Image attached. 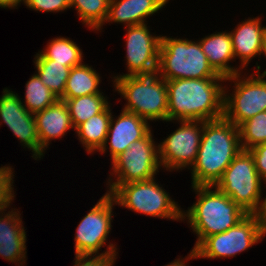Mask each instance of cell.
Listing matches in <instances>:
<instances>
[{"label": "cell", "instance_id": "6da1fadb", "mask_svg": "<svg viewBox=\"0 0 266 266\" xmlns=\"http://www.w3.org/2000/svg\"><path fill=\"white\" fill-rule=\"evenodd\" d=\"M225 80L224 77L166 80L167 122L208 121L223 117Z\"/></svg>", "mask_w": 266, "mask_h": 266}, {"label": "cell", "instance_id": "7a4b0ae2", "mask_svg": "<svg viewBox=\"0 0 266 266\" xmlns=\"http://www.w3.org/2000/svg\"><path fill=\"white\" fill-rule=\"evenodd\" d=\"M242 150L239 128L224 116L204 121L195 163L190 168L191 186L215 185Z\"/></svg>", "mask_w": 266, "mask_h": 266}, {"label": "cell", "instance_id": "3957f363", "mask_svg": "<svg viewBox=\"0 0 266 266\" xmlns=\"http://www.w3.org/2000/svg\"><path fill=\"white\" fill-rule=\"evenodd\" d=\"M191 188L197 194V201L182 210V221H186L197 236L193 248L205 237L227 231L248 215L214 185Z\"/></svg>", "mask_w": 266, "mask_h": 266}, {"label": "cell", "instance_id": "277c9868", "mask_svg": "<svg viewBox=\"0 0 266 266\" xmlns=\"http://www.w3.org/2000/svg\"><path fill=\"white\" fill-rule=\"evenodd\" d=\"M114 91L126 100L122 109L141 118L153 121H168V95L166 80L158 67L138 72L135 75L117 77Z\"/></svg>", "mask_w": 266, "mask_h": 266}, {"label": "cell", "instance_id": "5b68a950", "mask_svg": "<svg viewBox=\"0 0 266 266\" xmlns=\"http://www.w3.org/2000/svg\"><path fill=\"white\" fill-rule=\"evenodd\" d=\"M158 68L163 79L223 77L209 65L199 40L161 35Z\"/></svg>", "mask_w": 266, "mask_h": 266}, {"label": "cell", "instance_id": "8992f818", "mask_svg": "<svg viewBox=\"0 0 266 266\" xmlns=\"http://www.w3.org/2000/svg\"><path fill=\"white\" fill-rule=\"evenodd\" d=\"M162 186L155 177L119 185L110 195L116 205L137 214L182 222V208Z\"/></svg>", "mask_w": 266, "mask_h": 266}, {"label": "cell", "instance_id": "52a82bcc", "mask_svg": "<svg viewBox=\"0 0 266 266\" xmlns=\"http://www.w3.org/2000/svg\"><path fill=\"white\" fill-rule=\"evenodd\" d=\"M255 68L256 71L251 74L242 72L225 80V83L231 82L233 90L230 93L229 87L224 86L223 116L237 127L256 114L266 111V70L261 71L258 61Z\"/></svg>", "mask_w": 266, "mask_h": 266}, {"label": "cell", "instance_id": "ba28073f", "mask_svg": "<svg viewBox=\"0 0 266 266\" xmlns=\"http://www.w3.org/2000/svg\"><path fill=\"white\" fill-rule=\"evenodd\" d=\"M152 131L151 129L142 139L135 141L111 162V175L106 179V193L111 194L122 184L155 178L162 169L158 142L154 141Z\"/></svg>", "mask_w": 266, "mask_h": 266}, {"label": "cell", "instance_id": "9c48e42d", "mask_svg": "<svg viewBox=\"0 0 266 266\" xmlns=\"http://www.w3.org/2000/svg\"><path fill=\"white\" fill-rule=\"evenodd\" d=\"M252 154L241 150L214 185L247 214H257L263 201V184Z\"/></svg>", "mask_w": 266, "mask_h": 266}, {"label": "cell", "instance_id": "30bf717a", "mask_svg": "<svg viewBox=\"0 0 266 266\" xmlns=\"http://www.w3.org/2000/svg\"><path fill=\"white\" fill-rule=\"evenodd\" d=\"M113 206H116L114 198L105 192L81 219L74 237L75 255H118L119 248L111 242L106 250L99 252L106 246L112 229Z\"/></svg>", "mask_w": 266, "mask_h": 266}, {"label": "cell", "instance_id": "8fae6325", "mask_svg": "<svg viewBox=\"0 0 266 266\" xmlns=\"http://www.w3.org/2000/svg\"><path fill=\"white\" fill-rule=\"evenodd\" d=\"M265 235L257 214H248L227 231L205 237L195 248L199 259H226L262 242Z\"/></svg>", "mask_w": 266, "mask_h": 266}, {"label": "cell", "instance_id": "7c38bea8", "mask_svg": "<svg viewBox=\"0 0 266 266\" xmlns=\"http://www.w3.org/2000/svg\"><path fill=\"white\" fill-rule=\"evenodd\" d=\"M180 126L158 143L159 161L166 171L190 170L196 161L204 121H175Z\"/></svg>", "mask_w": 266, "mask_h": 266}, {"label": "cell", "instance_id": "4fadbf2b", "mask_svg": "<svg viewBox=\"0 0 266 266\" xmlns=\"http://www.w3.org/2000/svg\"><path fill=\"white\" fill-rule=\"evenodd\" d=\"M3 123L18 138L22 147L32 152L33 159H43L45 151L40 147L34 114L23 106L21 96L7 87L0 96V126Z\"/></svg>", "mask_w": 266, "mask_h": 266}, {"label": "cell", "instance_id": "5bb4252c", "mask_svg": "<svg viewBox=\"0 0 266 266\" xmlns=\"http://www.w3.org/2000/svg\"><path fill=\"white\" fill-rule=\"evenodd\" d=\"M126 29V67L127 73L111 75L112 81L117 77L131 76L138 72L158 67L161 35L152 34L146 23L124 27Z\"/></svg>", "mask_w": 266, "mask_h": 266}, {"label": "cell", "instance_id": "9a60e30c", "mask_svg": "<svg viewBox=\"0 0 266 266\" xmlns=\"http://www.w3.org/2000/svg\"><path fill=\"white\" fill-rule=\"evenodd\" d=\"M113 115L104 145L99 154L110 152L112 162L118 155L129 148L135 141L142 139L151 129L150 123L135 113L121 110L119 116Z\"/></svg>", "mask_w": 266, "mask_h": 266}, {"label": "cell", "instance_id": "2e32d148", "mask_svg": "<svg viewBox=\"0 0 266 266\" xmlns=\"http://www.w3.org/2000/svg\"><path fill=\"white\" fill-rule=\"evenodd\" d=\"M10 208L0 212V257L24 266L27 261V233L19 209Z\"/></svg>", "mask_w": 266, "mask_h": 266}, {"label": "cell", "instance_id": "e0dca14e", "mask_svg": "<svg viewBox=\"0 0 266 266\" xmlns=\"http://www.w3.org/2000/svg\"><path fill=\"white\" fill-rule=\"evenodd\" d=\"M229 33L235 61L239 59L240 69L247 70L251 60L258 56L260 58L261 55L263 39L266 34V26L262 24V17L244 19Z\"/></svg>", "mask_w": 266, "mask_h": 266}, {"label": "cell", "instance_id": "ac0fdd59", "mask_svg": "<svg viewBox=\"0 0 266 266\" xmlns=\"http://www.w3.org/2000/svg\"><path fill=\"white\" fill-rule=\"evenodd\" d=\"M40 147L46 152L52 140L64 138L66 133L75 128L69 110L63 100L58 99L46 109L34 114Z\"/></svg>", "mask_w": 266, "mask_h": 266}, {"label": "cell", "instance_id": "d6986e66", "mask_svg": "<svg viewBox=\"0 0 266 266\" xmlns=\"http://www.w3.org/2000/svg\"><path fill=\"white\" fill-rule=\"evenodd\" d=\"M169 0H110L106 23L129 27L147 23L146 19L159 13Z\"/></svg>", "mask_w": 266, "mask_h": 266}, {"label": "cell", "instance_id": "ffe728a7", "mask_svg": "<svg viewBox=\"0 0 266 266\" xmlns=\"http://www.w3.org/2000/svg\"><path fill=\"white\" fill-rule=\"evenodd\" d=\"M227 31V32H226ZM204 54L213 70L224 78L231 77L243 71L238 66L230 65L235 62L232 39L228 30L205 35L199 39Z\"/></svg>", "mask_w": 266, "mask_h": 266}, {"label": "cell", "instance_id": "44dd1931", "mask_svg": "<svg viewBox=\"0 0 266 266\" xmlns=\"http://www.w3.org/2000/svg\"><path fill=\"white\" fill-rule=\"evenodd\" d=\"M112 117V109L109 104L101 113L90 117L76 129V137L88 154L97 153L104 145Z\"/></svg>", "mask_w": 266, "mask_h": 266}, {"label": "cell", "instance_id": "7402d4cb", "mask_svg": "<svg viewBox=\"0 0 266 266\" xmlns=\"http://www.w3.org/2000/svg\"><path fill=\"white\" fill-rule=\"evenodd\" d=\"M101 75L89 64L72 67L66 82L64 94L60 99L77 98L90 94H103L99 88Z\"/></svg>", "mask_w": 266, "mask_h": 266}, {"label": "cell", "instance_id": "603a6c76", "mask_svg": "<svg viewBox=\"0 0 266 266\" xmlns=\"http://www.w3.org/2000/svg\"><path fill=\"white\" fill-rule=\"evenodd\" d=\"M34 56V59H50L71 68L84 63L80 46L69 37L63 36L52 38L45 48Z\"/></svg>", "mask_w": 266, "mask_h": 266}, {"label": "cell", "instance_id": "cb8c5ba5", "mask_svg": "<svg viewBox=\"0 0 266 266\" xmlns=\"http://www.w3.org/2000/svg\"><path fill=\"white\" fill-rule=\"evenodd\" d=\"M105 94H90L63 100L69 110V114L76 129L80 124L86 122L90 117L101 113L109 104Z\"/></svg>", "mask_w": 266, "mask_h": 266}, {"label": "cell", "instance_id": "d4e9b609", "mask_svg": "<svg viewBox=\"0 0 266 266\" xmlns=\"http://www.w3.org/2000/svg\"><path fill=\"white\" fill-rule=\"evenodd\" d=\"M69 2L70 8H75L78 18L85 27L95 33L102 32L110 0H69Z\"/></svg>", "mask_w": 266, "mask_h": 266}, {"label": "cell", "instance_id": "484cf974", "mask_svg": "<svg viewBox=\"0 0 266 266\" xmlns=\"http://www.w3.org/2000/svg\"><path fill=\"white\" fill-rule=\"evenodd\" d=\"M35 73L41 81L60 99L66 87L71 67L50 59H34Z\"/></svg>", "mask_w": 266, "mask_h": 266}, {"label": "cell", "instance_id": "4316f807", "mask_svg": "<svg viewBox=\"0 0 266 266\" xmlns=\"http://www.w3.org/2000/svg\"><path fill=\"white\" fill-rule=\"evenodd\" d=\"M23 106L29 113L35 114L54 104L59 98L34 73L25 84Z\"/></svg>", "mask_w": 266, "mask_h": 266}, {"label": "cell", "instance_id": "83f0119b", "mask_svg": "<svg viewBox=\"0 0 266 266\" xmlns=\"http://www.w3.org/2000/svg\"><path fill=\"white\" fill-rule=\"evenodd\" d=\"M242 150L266 143V111L260 112L239 127Z\"/></svg>", "mask_w": 266, "mask_h": 266}, {"label": "cell", "instance_id": "f1b7e54d", "mask_svg": "<svg viewBox=\"0 0 266 266\" xmlns=\"http://www.w3.org/2000/svg\"><path fill=\"white\" fill-rule=\"evenodd\" d=\"M13 169L10 164L1 165L0 167V212L11 207L15 200Z\"/></svg>", "mask_w": 266, "mask_h": 266}, {"label": "cell", "instance_id": "f546056e", "mask_svg": "<svg viewBox=\"0 0 266 266\" xmlns=\"http://www.w3.org/2000/svg\"><path fill=\"white\" fill-rule=\"evenodd\" d=\"M23 4L36 12H64L70 8L69 0H24Z\"/></svg>", "mask_w": 266, "mask_h": 266}, {"label": "cell", "instance_id": "4dcf8cb0", "mask_svg": "<svg viewBox=\"0 0 266 266\" xmlns=\"http://www.w3.org/2000/svg\"><path fill=\"white\" fill-rule=\"evenodd\" d=\"M118 255H75L73 266H114Z\"/></svg>", "mask_w": 266, "mask_h": 266}, {"label": "cell", "instance_id": "1f68e13d", "mask_svg": "<svg viewBox=\"0 0 266 266\" xmlns=\"http://www.w3.org/2000/svg\"><path fill=\"white\" fill-rule=\"evenodd\" d=\"M248 151L252 154L258 175L266 184V143L256 145Z\"/></svg>", "mask_w": 266, "mask_h": 266}, {"label": "cell", "instance_id": "d6a6232c", "mask_svg": "<svg viewBox=\"0 0 266 266\" xmlns=\"http://www.w3.org/2000/svg\"><path fill=\"white\" fill-rule=\"evenodd\" d=\"M183 257H179L178 256V258L177 259H175V260H173V261H171L169 264H166V265H164V266H188L187 264V261H189V260H194V259H198V256H197V254H196V252H195V250H194V248H192L191 250H190V253H188V255L186 256V257H184L183 259H182ZM186 262V263H185Z\"/></svg>", "mask_w": 266, "mask_h": 266}, {"label": "cell", "instance_id": "836d02e7", "mask_svg": "<svg viewBox=\"0 0 266 266\" xmlns=\"http://www.w3.org/2000/svg\"><path fill=\"white\" fill-rule=\"evenodd\" d=\"M264 188L266 189V185ZM257 215L259 217L262 231L266 237V195H265V197H263L262 205H261V208H260L259 212L257 213Z\"/></svg>", "mask_w": 266, "mask_h": 266}, {"label": "cell", "instance_id": "e575fe53", "mask_svg": "<svg viewBox=\"0 0 266 266\" xmlns=\"http://www.w3.org/2000/svg\"><path fill=\"white\" fill-rule=\"evenodd\" d=\"M24 0H0V8L3 9H18V6L23 4Z\"/></svg>", "mask_w": 266, "mask_h": 266}, {"label": "cell", "instance_id": "d590c367", "mask_svg": "<svg viewBox=\"0 0 266 266\" xmlns=\"http://www.w3.org/2000/svg\"><path fill=\"white\" fill-rule=\"evenodd\" d=\"M263 55L266 58V34H265L264 39H263L262 50H261V55H260V59L259 60H261V57Z\"/></svg>", "mask_w": 266, "mask_h": 266}]
</instances>
